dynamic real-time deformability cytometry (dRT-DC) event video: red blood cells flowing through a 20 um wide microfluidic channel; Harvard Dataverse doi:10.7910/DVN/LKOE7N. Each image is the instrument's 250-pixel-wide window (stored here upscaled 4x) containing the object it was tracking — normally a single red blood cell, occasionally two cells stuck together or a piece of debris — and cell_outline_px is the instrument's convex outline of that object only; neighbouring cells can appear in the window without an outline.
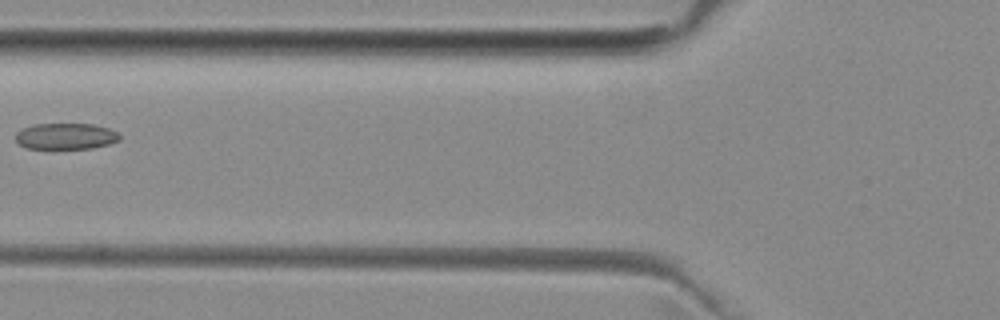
{"species": "common noctule bat (a hibernating species)", "species_latin": "Nyctalus noctula", "temperature_condition": "room temperature", "stored_images_in_passage": 7, "camera_frame_rate_fps": 3000, "um_per_image_px": 0.085, "animal": {"sex": "female", "body_mass_g": 29.2, "forearm_length_mm": 56.3}, "frame": {"image": 1, "passage_image": 7, "time_ms": 8.0, "image_size_px": [1000, 320], "cell_outline_px": [[120, 140], [108, 144], [92, 148], [28, 148], [20, 144], [16, 140], [16, 132], [24, 128], [36, 124], [92, 124], [108, 128], [116, 132], [120, 136]], "centroid_in_image_um": [5.6, 11.57], "position_along_channel_um": 120.2, "area_um2": 15.61}}